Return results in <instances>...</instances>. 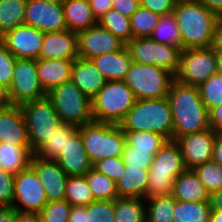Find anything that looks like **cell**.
<instances>
[{
	"label": "cell",
	"mask_w": 222,
	"mask_h": 222,
	"mask_svg": "<svg viewBox=\"0 0 222 222\" xmlns=\"http://www.w3.org/2000/svg\"><path fill=\"white\" fill-rule=\"evenodd\" d=\"M0 142L30 146L26 121L20 105L0 107Z\"/></svg>",
	"instance_id": "obj_20"
},
{
	"label": "cell",
	"mask_w": 222,
	"mask_h": 222,
	"mask_svg": "<svg viewBox=\"0 0 222 222\" xmlns=\"http://www.w3.org/2000/svg\"><path fill=\"white\" fill-rule=\"evenodd\" d=\"M42 1L49 3H63L64 0H42Z\"/></svg>",
	"instance_id": "obj_63"
},
{
	"label": "cell",
	"mask_w": 222,
	"mask_h": 222,
	"mask_svg": "<svg viewBox=\"0 0 222 222\" xmlns=\"http://www.w3.org/2000/svg\"><path fill=\"white\" fill-rule=\"evenodd\" d=\"M186 169L180 146L176 141L168 140L153 157L146 198L171 195L174 180Z\"/></svg>",
	"instance_id": "obj_4"
},
{
	"label": "cell",
	"mask_w": 222,
	"mask_h": 222,
	"mask_svg": "<svg viewBox=\"0 0 222 222\" xmlns=\"http://www.w3.org/2000/svg\"><path fill=\"white\" fill-rule=\"evenodd\" d=\"M68 222H87V206H72Z\"/></svg>",
	"instance_id": "obj_52"
},
{
	"label": "cell",
	"mask_w": 222,
	"mask_h": 222,
	"mask_svg": "<svg viewBox=\"0 0 222 222\" xmlns=\"http://www.w3.org/2000/svg\"><path fill=\"white\" fill-rule=\"evenodd\" d=\"M151 38L156 42L177 46L182 49L180 31L173 13L160 17Z\"/></svg>",
	"instance_id": "obj_38"
},
{
	"label": "cell",
	"mask_w": 222,
	"mask_h": 222,
	"mask_svg": "<svg viewBox=\"0 0 222 222\" xmlns=\"http://www.w3.org/2000/svg\"><path fill=\"white\" fill-rule=\"evenodd\" d=\"M217 71L216 50L212 46L186 48L181 50L175 79L186 85L199 86Z\"/></svg>",
	"instance_id": "obj_11"
},
{
	"label": "cell",
	"mask_w": 222,
	"mask_h": 222,
	"mask_svg": "<svg viewBox=\"0 0 222 222\" xmlns=\"http://www.w3.org/2000/svg\"><path fill=\"white\" fill-rule=\"evenodd\" d=\"M114 200H94L87 206V222H114Z\"/></svg>",
	"instance_id": "obj_42"
},
{
	"label": "cell",
	"mask_w": 222,
	"mask_h": 222,
	"mask_svg": "<svg viewBox=\"0 0 222 222\" xmlns=\"http://www.w3.org/2000/svg\"><path fill=\"white\" fill-rule=\"evenodd\" d=\"M71 207L65 199L48 202L40 212L42 222H68Z\"/></svg>",
	"instance_id": "obj_43"
},
{
	"label": "cell",
	"mask_w": 222,
	"mask_h": 222,
	"mask_svg": "<svg viewBox=\"0 0 222 222\" xmlns=\"http://www.w3.org/2000/svg\"><path fill=\"white\" fill-rule=\"evenodd\" d=\"M84 148L92 165L122 155L126 135L120 125L92 121L79 127Z\"/></svg>",
	"instance_id": "obj_6"
},
{
	"label": "cell",
	"mask_w": 222,
	"mask_h": 222,
	"mask_svg": "<svg viewBox=\"0 0 222 222\" xmlns=\"http://www.w3.org/2000/svg\"><path fill=\"white\" fill-rule=\"evenodd\" d=\"M16 58L8 51L0 41V83L9 88L12 82L13 69Z\"/></svg>",
	"instance_id": "obj_46"
},
{
	"label": "cell",
	"mask_w": 222,
	"mask_h": 222,
	"mask_svg": "<svg viewBox=\"0 0 222 222\" xmlns=\"http://www.w3.org/2000/svg\"><path fill=\"white\" fill-rule=\"evenodd\" d=\"M62 6L67 30L78 34L98 24L88 0H64Z\"/></svg>",
	"instance_id": "obj_26"
},
{
	"label": "cell",
	"mask_w": 222,
	"mask_h": 222,
	"mask_svg": "<svg viewBox=\"0 0 222 222\" xmlns=\"http://www.w3.org/2000/svg\"><path fill=\"white\" fill-rule=\"evenodd\" d=\"M15 213L13 207H0V222H13Z\"/></svg>",
	"instance_id": "obj_58"
},
{
	"label": "cell",
	"mask_w": 222,
	"mask_h": 222,
	"mask_svg": "<svg viewBox=\"0 0 222 222\" xmlns=\"http://www.w3.org/2000/svg\"><path fill=\"white\" fill-rule=\"evenodd\" d=\"M74 59H36L38 79L47 94L62 83L71 81Z\"/></svg>",
	"instance_id": "obj_22"
},
{
	"label": "cell",
	"mask_w": 222,
	"mask_h": 222,
	"mask_svg": "<svg viewBox=\"0 0 222 222\" xmlns=\"http://www.w3.org/2000/svg\"><path fill=\"white\" fill-rule=\"evenodd\" d=\"M209 222H222V211L212 210Z\"/></svg>",
	"instance_id": "obj_60"
},
{
	"label": "cell",
	"mask_w": 222,
	"mask_h": 222,
	"mask_svg": "<svg viewBox=\"0 0 222 222\" xmlns=\"http://www.w3.org/2000/svg\"><path fill=\"white\" fill-rule=\"evenodd\" d=\"M154 155L151 151L136 150L127 142L122 152L121 158L125 165L135 168L149 169Z\"/></svg>",
	"instance_id": "obj_44"
},
{
	"label": "cell",
	"mask_w": 222,
	"mask_h": 222,
	"mask_svg": "<svg viewBox=\"0 0 222 222\" xmlns=\"http://www.w3.org/2000/svg\"><path fill=\"white\" fill-rule=\"evenodd\" d=\"M140 6L160 17L172 14L175 9V4L172 0H140Z\"/></svg>",
	"instance_id": "obj_48"
},
{
	"label": "cell",
	"mask_w": 222,
	"mask_h": 222,
	"mask_svg": "<svg viewBox=\"0 0 222 222\" xmlns=\"http://www.w3.org/2000/svg\"><path fill=\"white\" fill-rule=\"evenodd\" d=\"M193 170L210 194L222 188V166L214 160L198 165Z\"/></svg>",
	"instance_id": "obj_41"
},
{
	"label": "cell",
	"mask_w": 222,
	"mask_h": 222,
	"mask_svg": "<svg viewBox=\"0 0 222 222\" xmlns=\"http://www.w3.org/2000/svg\"><path fill=\"white\" fill-rule=\"evenodd\" d=\"M135 102L134 93L123 80L107 81L91 99L93 120L119 125Z\"/></svg>",
	"instance_id": "obj_5"
},
{
	"label": "cell",
	"mask_w": 222,
	"mask_h": 222,
	"mask_svg": "<svg viewBox=\"0 0 222 222\" xmlns=\"http://www.w3.org/2000/svg\"><path fill=\"white\" fill-rule=\"evenodd\" d=\"M24 24L45 33L66 30L62 3L27 0Z\"/></svg>",
	"instance_id": "obj_15"
},
{
	"label": "cell",
	"mask_w": 222,
	"mask_h": 222,
	"mask_svg": "<svg viewBox=\"0 0 222 222\" xmlns=\"http://www.w3.org/2000/svg\"><path fill=\"white\" fill-rule=\"evenodd\" d=\"M39 58L63 60L78 58V34L67 29L45 33Z\"/></svg>",
	"instance_id": "obj_21"
},
{
	"label": "cell",
	"mask_w": 222,
	"mask_h": 222,
	"mask_svg": "<svg viewBox=\"0 0 222 222\" xmlns=\"http://www.w3.org/2000/svg\"><path fill=\"white\" fill-rule=\"evenodd\" d=\"M98 23L109 30L114 36L127 44L132 38L130 18L123 16L114 9L107 11Z\"/></svg>",
	"instance_id": "obj_36"
},
{
	"label": "cell",
	"mask_w": 222,
	"mask_h": 222,
	"mask_svg": "<svg viewBox=\"0 0 222 222\" xmlns=\"http://www.w3.org/2000/svg\"><path fill=\"white\" fill-rule=\"evenodd\" d=\"M159 19V15L140 6L130 17L133 38L151 37Z\"/></svg>",
	"instance_id": "obj_39"
},
{
	"label": "cell",
	"mask_w": 222,
	"mask_h": 222,
	"mask_svg": "<svg viewBox=\"0 0 222 222\" xmlns=\"http://www.w3.org/2000/svg\"><path fill=\"white\" fill-rule=\"evenodd\" d=\"M126 44L99 23L78 33V57L92 59L122 49Z\"/></svg>",
	"instance_id": "obj_17"
},
{
	"label": "cell",
	"mask_w": 222,
	"mask_h": 222,
	"mask_svg": "<svg viewBox=\"0 0 222 222\" xmlns=\"http://www.w3.org/2000/svg\"><path fill=\"white\" fill-rule=\"evenodd\" d=\"M55 161L68 176L85 175L93 168L85 151L79 128L67 139L64 149Z\"/></svg>",
	"instance_id": "obj_19"
},
{
	"label": "cell",
	"mask_w": 222,
	"mask_h": 222,
	"mask_svg": "<svg viewBox=\"0 0 222 222\" xmlns=\"http://www.w3.org/2000/svg\"><path fill=\"white\" fill-rule=\"evenodd\" d=\"M171 195L179 201H210V193L193 169H186L174 180Z\"/></svg>",
	"instance_id": "obj_25"
},
{
	"label": "cell",
	"mask_w": 222,
	"mask_h": 222,
	"mask_svg": "<svg viewBox=\"0 0 222 222\" xmlns=\"http://www.w3.org/2000/svg\"><path fill=\"white\" fill-rule=\"evenodd\" d=\"M140 7V0H113L112 9L126 17H131Z\"/></svg>",
	"instance_id": "obj_49"
},
{
	"label": "cell",
	"mask_w": 222,
	"mask_h": 222,
	"mask_svg": "<svg viewBox=\"0 0 222 222\" xmlns=\"http://www.w3.org/2000/svg\"><path fill=\"white\" fill-rule=\"evenodd\" d=\"M20 107L25 117L31 151L35 154L62 122L47 96L22 103Z\"/></svg>",
	"instance_id": "obj_9"
},
{
	"label": "cell",
	"mask_w": 222,
	"mask_h": 222,
	"mask_svg": "<svg viewBox=\"0 0 222 222\" xmlns=\"http://www.w3.org/2000/svg\"><path fill=\"white\" fill-rule=\"evenodd\" d=\"M78 126L61 123L53 132L49 140L35 153L41 159L56 160L64 149L67 139L77 130Z\"/></svg>",
	"instance_id": "obj_30"
},
{
	"label": "cell",
	"mask_w": 222,
	"mask_h": 222,
	"mask_svg": "<svg viewBox=\"0 0 222 222\" xmlns=\"http://www.w3.org/2000/svg\"><path fill=\"white\" fill-rule=\"evenodd\" d=\"M45 32L28 25L17 26L6 32L0 41L15 58L39 59Z\"/></svg>",
	"instance_id": "obj_14"
},
{
	"label": "cell",
	"mask_w": 222,
	"mask_h": 222,
	"mask_svg": "<svg viewBox=\"0 0 222 222\" xmlns=\"http://www.w3.org/2000/svg\"><path fill=\"white\" fill-rule=\"evenodd\" d=\"M210 127L216 134H222V103L209 112Z\"/></svg>",
	"instance_id": "obj_51"
},
{
	"label": "cell",
	"mask_w": 222,
	"mask_h": 222,
	"mask_svg": "<svg viewBox=\"0 0 222 222\" xmlns=\"http://www.w3.org/2000/svg\"><path fill=\"white\" fill-rule=\"evenodd\" d=\"M8 94L11 105H21L47 96L38 79L36 60L16 58Z\"/></svg>",
	"instance_id": "obj_12"
},
{
	"label": "cell",
	"mask_w": 222,
	"mask_h": 222,
	"mask_svg": "<svg viewBox=\"0 0 222 222\" xmlns=\"http://www.w3.org/2000/svg\"><path fill=\"white\" fill-rule=\"evenodd\" d=\"M13 222H42L40 213L16 211Z\"/></svg>",
	"instance_id": "obj_53"
},
{
	"label": "cell",
	"mask_w": 222,
	"mask_h": 222,
	"mask_svg": "<svg viewBox=\"0 0 222 222\" xmlns=\"http://www.w3.org/2000/svg\"><path fill=\"white\" fill-rule=\"evenodd\" d=\"M11 102L9 99L8 88L0 83V107L10 106Z\"/></svg>",
	"instance_id": "obj_59"
},
{
	"label": "cell",
	"mask_w": 222,
	"mask_h": 222,
	"mask_svg": "<svg viewBox=\"0 0 222 222\" xmlns=\"http://www.w3.org/2000/svg\"><path fill=\"white\" fill-rule=\"evenodd\" d=\"M114 213V222H145V199L118 197L114 200Z\"/></svg>",
	"instance_id": "obj_31"
},
{
	"label": "cell",
	"mask_w": 222,
	"mask_h": 222,
	"mask_svg": "<svg viewBox=\"0 0 222 222\" xmlns=\"http://www.w3.org/2000/svg\"><path fill=\"white\" fill-rule=\"evenodd\" d=\"M30 166L36 171L43 184L48 202L65 199L68 175L55 160L41 159L33 154Z\"/></svg>",
	"instance_id": "obj_18"
},
{
	"label": "cell",
	"mask_w": 222,
	"mask_h": 222,
	"mask_svg": "<svg viewBox=\"0 0 222 222\" xmlns=\"http://www.w3.org/2000/svg\"><path fill=\"white\" fill-rule=\"evenodd\" d=\"M211 211L210 201L186 202L175 199L174 222H209Z\"/></svg>",
	"instance_id": "obj_29"
},
{
	"label": "cell",
	"mask_w": 222,
	"mask_h": 222,
	"mask_svg": "<svg viewBox=\"0 0 222 222\" xmlns=\"http://www.w3.org/2000/svg\"><path fill=\"white\" fill-rule=\"evenodd\" d=\"M94 16L99 20L107 11L112 9L113 0H88Z\"/></svg>",
	"instance_id": "obj_50"
},
{
	"label": "cell",
	"mask_w": 222,
	"mask_h": 222,
	"mask_svg": "<svg viewBox=\"0 0 222 222\" xmlns=\"http://www.w3.org/2000/svg\"><path fill=\"white\" fill-rule=\"evenodd\" d=\"M126 47L132 61L161 67L173 75L178 73L182 50L180 47L156 42L151 37L132 38Z\"/></svg>",
	"instance_id": "obj_10"
},
{
	"label": "cell",
	"mask_w": 222,
	"mask_h": 222,
	"mask_svg": "<svg viewBox=\"0 0 222 222\" xmlns=\"http://www.w3.org/2000/svg\"><path fill=\"white\" fill-rule=\"evenodd\" d=\"M182 49L213 46L219 16L198 0L175 5L173 11Z\"/></svg>",
	"instance_id": "obj_2"
},
{
	"label": "cell",
	"mask_w": 222,
	"mask_h": 222,
	"mask_svg": "<svg viewBox=\"0 0 222 222\" xmlns=\"http://www.w3.org/2000/svg\"><path fill=\"white\" fill-rule=\"evenodd\" d=\"M47 203L43 184L30 165L15 175L12 207L16 211L40 213Z\"/></svg>",
	"instance_id": "obj_13"
},
{
	"label": "cell",
	"mask_w": 222,
	"mask_h": 222,
	"mask_svg": "<svg viewBox=\"0 0 222 222\" xmlns=\"http://www.w3.org/2000/svg\"><path fill=\"white\" fill-rule=\"evenodd\" d=\"M65 200L71 206H88L95 200L85 175L68 176Z\"/></svg>",
	"instance_id": "obj_34"
},
{
	"label": "cell",
	"mask_w": 222,
	"mask_h": 222,
	"mask_svg": "<svg viewBox=\"0 0 222 222\" xmlns=\"http://www.w3.org/2000/svg\"><path fill=\"white\" fill-rule=\"evenodd\" d=\"M95 200L113 201L118 198L116 182L92 168L85 174Z\"/></svg>",
	"instance_id": "obj_35"
},
{
	"label": "cell",
	"mask_w": 222,
	"mask_h": 222,
	"mask_svg": "<svg viewBox=\"0 0 222 222\" xmlns=\"http://www.w3.org/2000/svg\"><path fill=\"white\" fill-rule=\"evenodd\" d=\"M31 146H19L0 142V168L16 175L30 165Z\"/></svg>",
	"instance_id": "obj_28"
},
{
	"label": "cell",
	"mask_w": 222,
	"mask_h": 222,
	"mask_svg": "<svg viewBox=\"0 0 222 222\" xmlns=\"http://www.w3.org/2000/svg\"><path fill=\"white\" fill-rule=\"evenodd\" d=\"M146 222H174L175 198L161 195L146 198Z\"/></svg>",
	"instance_id": "obj_33"
},
{
	"label": "cell",
	"mask_w": 222,
	"mask_h": 222,
	"mask_svg": "<svg viewBox=\"0 0 222 222\" xmlns=\"http://www.w3.org/2000/svg\"><path fill=\"white\" fill-rule=\"evenodd\" d=\"M27 0H0V37L24 25Z\"/></svg>",
	"instance_id": "obj_32"
},
{
	"label": "cell",
	"mask_w": 222,
	"mask_h": 222,
	"mask_svg": "<svg viewBox=\"0 0 222 222\" xmlns=\"http://www.w3.org/2000/svg\"><path fill=\"white\" fill-rule=\"evenodd\" d=\"M71 81L90 99H92L107 82L91 59L80 57L74 59Z\"/></svg>",
	"instance_id": "obj_23"
},
{
	"label": "cell",
	"mask_w": 222,
	"mask_h": 222,
	"mask_svg": "<svg viewBox=\"0 0 222 222\" xmlns=\"http://www.w3.org/2000/svg\"><path fill=\"white\" fill-rule=\"evenodd\" d=\"M91 60L107 81L124 80L132 63L126 45L120 50L102 54Z\"/></svg>",
	"instance_id": "obj_24"
},
{
	"label": "cell",
	"mask_w": 222,
	"mask_h": 222,
	"mask_svg": "<svg viewBox=\"0 0 222 222\" xmlns=\"http://www.w3.org/2000/svg\"><path fill=\"white\" fill-rule=\"evenodd\" d=\"M212 47L216 51H222V17H219L218 19V22L216 25L214 43Z\"/></svg>",
	"instance_id": "obj_55"
},
{
	"label": "cell",
	"mask_w": 222,
	"mask_h": 222,
	"mask_svg": "<svg viewBox=\"0 0 222 222\" xmlns=\"http://www.w3.org/2000/svg\"><path fill=\"white\" fill-rule=\"evenodd\" d=\"M200 97L210 112L222 103V73L216 72L198 86Z\"/></svg>",
	"instance_id": "obj_40"
},
{
	"label": "cell",
	"mask_w": 222,
	"mask_h": 222,
	"mask_svg": "<svg viewBox=\"0 0 222 222\" xmlns=\"http://www.w3.org/2000/svg\"><path fill=\"white\" fill-rule=\"evenodd\" d=\"M15 176L0 168V207H12Z\"/></svg>",
	"instance_id": "obj_47"
},
{
	"label": "cell",
	"mask_w": 222,
	"mask_h": 222,
	"mask_svg": "<svg viewBox=\"0 0 222 222\" xmlns=\"http://www.w3.org/2000/svg\"><path fill=\"white\" fill-rule=\"evenodd\" d=\"M205 5L211 12L222 17V0H198Z\"/></svg>",
	"instance_id": "obj_54"
},
{
	"label": "cell",
	"mask_w": 222,
	"mask_h": 222,
	"mask_svg": "<svg viewBox=\"0 0 222 222\" xmlns=\"http://www.w3.org/2000/svg\"><path fill=\"white\" fill-rule=\"evenodd\" d=\"M194 1H197V0H172V2L175 5L189 3V2H194Z\"/></svg>",
	"instance_id": "obj_62"
},
{
	"label": "cell",
	"mask_w": 222,
	"mask_h": 222,
	"mask_svg": "<svg viewBox=\"0 0 222 222\" xmlns=\"http://www.w3.org/2000/svg\"><path fill=\"white\" fill-rule=\"evenodd\" d=\"M61 122L83 126L93 120L91 99L72 82H65L47 93Z\"/></svg>",
	"instance_id": "obj_8"
},
{
	"label": "cell",
	"mask_w": 222,
	"mask_h": 222,
	"mask_svg": "<svg viewBox=\"0 0 222 222\" xmlns=\"http://www.w3.org/2000/svg\"><path fill=\"white\" fill-rule=\"evenodd\" d=\"M119 125L123 131H149L173 140V117L167 97L136 100Z\"/></svg>",
	"instance_id": "obj_3"
},
{
	"label": "cell",
	"mask_w": 222,
	"mask_h": 222,
	"mask_svg": "<svg viewBox=\"0 0 222 222\" xmlns=\"http://www.w3.org/2000/svg\"><path fill=\"white\" fill-rule=\"evenodd\" d=\"M174 80L175 75L166 69L132 61L123 81L141 100L167 97Z\"/></svg>",
	"instance_id": "obj_7"
},
{
	"label": "cell",
	"mask_w": 222,
	"mask_h": 222,
	"mask_svg": "<svg viewBox=\"0 0 222 222\" xmlns=\"http://www.w3.org/2000/svg\"><path fill=\"white\" fill-rule=\"evenodd\" d=\"M216 136L217 134L210 128L176 140L187 169H194L198 165L213 160Z\"/></svg>",
	"instance_id": "obj_16"
},
{
	"label": "cell",
	"mask_w": 222,
	"mask_h": 222,
	"mask_svg": "<svg viewBox=\"0 0 222 222\" xmlns=\"http://www.w3.org/2000/svg\"><path fill=\"white\" fill-rule=\"evenodd\" d=\"M149 169L125 165L123 175L116 181L118 197L146 199Z\"/></svg>",
	"instance_id": "obj_27"
},
{
	"label": "cell",
	"mask_w": 222,
	"mask_h": 222,
	"mask_svg": "<svg viewBox=\"0 0 222 222\" xmlns=\"http://www.w3.org/2000/svg\"><path fill=\"white\" fill-rule=\"evenodd\" d=\"M93 168L116 182L123 175L125 164L121 156L108 157L96 162Z\"/></svg>",
	"instance_id": "obj_45"
},
{
	"label": "cell",
	"mask_w": 222,
	"mask_h": 222,
	"mask_svg": "<svg viewBox=\"0 0 222 222\" xmlns=\"http://www.w3.org/2000/svg\"><path fill=\"white\" fill-rule=\"evenodd\" d=\"M210 205L212 210L222 211V188L210 194Z\"/></svg>",
	"instance_id": "obj_56"
},
{
	"label": "cell",
	"mask_w": 222,
	"mask_h": 222,
	"mask_svg": "<svg viewBox=\"0 0 222 222\" xmlns=\"http://www.w3.org/2000/svg\"><path fill=\"white\" fill-rule=\"evenodd\" d=\"M213 160L222 166V134L216 136Z\"/></svg>",
	"instance_id": "obj_57"
},
{
	"label": "cell",
	"mask_w": 222,
	"mask_h": 222,
	"mask_svg": "<svg viewBox=\"0 0 222 222\" xmlns=\"http://www.w3.org/2000/svg\"><path fill=\"white\" fill-rule=\"evenodd\" d=\"M126 142L136 150L151 151L155 155L168 139L154 132L149 131H124Z\"/></svg>",
	"instance_id": "obj_37"
},
{
	"label": "cell",
	"mask_w": 222,
	"mask_h": 222,
	"mask_svg": "<svg viewBox=\"0 0 222 222\" xmlns=\"http://www.w3.org/2000/svg\"><path fill=\"white\" fill-rule=\"evenodd\" d=\"M217 57V70L222 73V51H216Z\"/></svg>",
	"instance_id": "obj_61"
},
{
	"label": "cell",
	"mask_w": 222,
	"mask_h": 222,
	"mask_svg": "<svg viewBox=\"0 0 222 222\" xmlns=\"http://www.w3.org/2000/svg\"><path fill=\"white\" fill-rule=\"evenodd\" d=\"M167 98L173 117V140L210 129L209 111L203 104L198 86L186 85L176 79Z\"/></svg>",
	"instance_id": "obj_1"
}]
</instances>
